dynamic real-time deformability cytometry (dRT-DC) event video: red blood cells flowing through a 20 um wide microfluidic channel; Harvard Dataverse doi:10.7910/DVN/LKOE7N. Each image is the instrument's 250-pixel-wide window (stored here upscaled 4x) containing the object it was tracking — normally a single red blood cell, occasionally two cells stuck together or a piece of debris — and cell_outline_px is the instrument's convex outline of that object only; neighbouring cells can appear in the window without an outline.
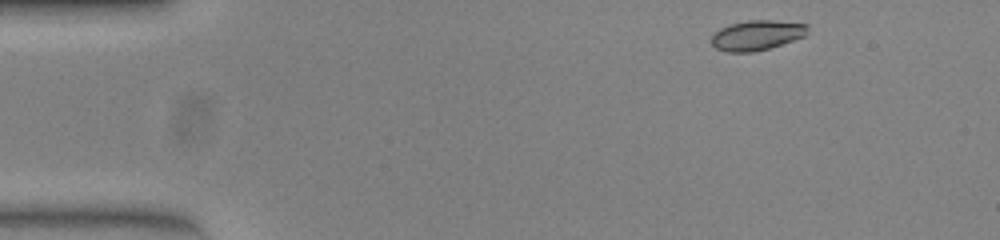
{"species": "common noctule bat (a hibernating species)", "species_latin": "Nyctalus noctula", "temperature_condition": "warm", "stored_images_in_passage": 47, "camera_frame_rate_fps": 3000, "um_per_image_px": 0.085, "animal": {"sex": "female", "body_mass_g": 23.0, "forearm_length_mm": 53.4}, "frame": {"image": 1, "passage_image": 1, "time_ms": 0.0, "image_size_px": [1000, 240], "cell_outline_px": [[808, 28], [804, 36], [768, 48], [752, 52], [724, 52], [716, 48], [712, 44], [712, 36], [720, 28], [728, 24], [748, 20], [772, 20], [808, 24]], "centroid_in_image_um": [64.3, 2.99], "position_along_channel_um": 20.7, "area_um2": 16.65}}
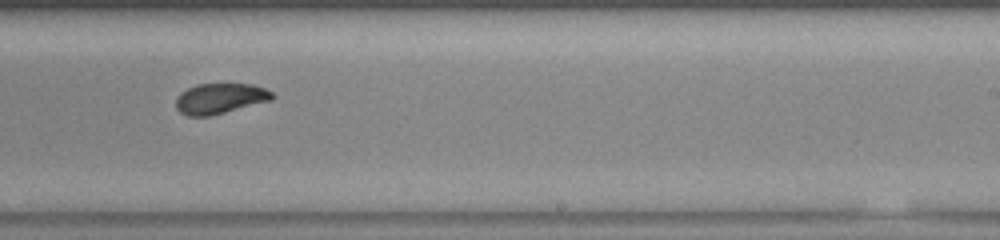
{"frame": {"image": 2, "passage_image": 27, "time_ms": 8.667, "image_size_px": [1000, 240], "cell_outline_px": [[276, 96], [272, 100], [208, 116], [188, 116], [180, 112], [176, 108], [176, 96], [180, 92], [196, 84], [252, 84], [264, 88], [272, 92]], "centroid_in_image_um": [18.69, 8.36], "position_along_channel_um": 270.3, "area_um2": 17.05}}
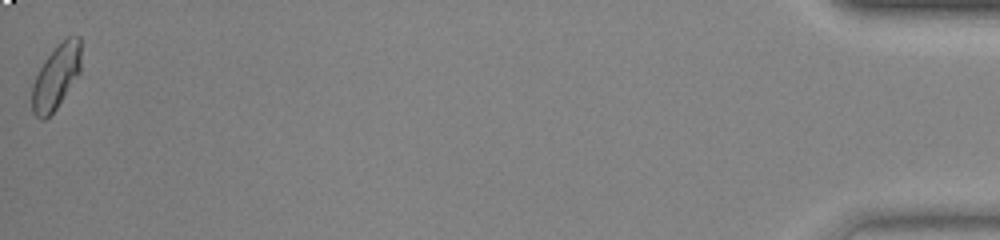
{"frame": {"image": 3, "passage_image": 47, "time_ms": 15.333, "image_size_px": [1000, 240], "cell_outline_px": [[80, 72], [56, 108], [44, 120], [40, 120], [32, 112], [32, 84], [44, 60], [68, 36], [80, 36]], "centroid_in_image_um": [4.75, 6.55], "position_along_channel_um": 430.4, "area_um2": 17.98}, "authors_computed_cell_mechanics": {"area_um2": 17.5712, "velocity_mm_per_s": 3.9048, "shape_relaxation_time_tau1_ms": 5.9163, "shape_relaxation_time_tau2_ms": 1.0172, "deformation_change_tau1": 0.175, "deformation_change_tau2": 0.0456}}